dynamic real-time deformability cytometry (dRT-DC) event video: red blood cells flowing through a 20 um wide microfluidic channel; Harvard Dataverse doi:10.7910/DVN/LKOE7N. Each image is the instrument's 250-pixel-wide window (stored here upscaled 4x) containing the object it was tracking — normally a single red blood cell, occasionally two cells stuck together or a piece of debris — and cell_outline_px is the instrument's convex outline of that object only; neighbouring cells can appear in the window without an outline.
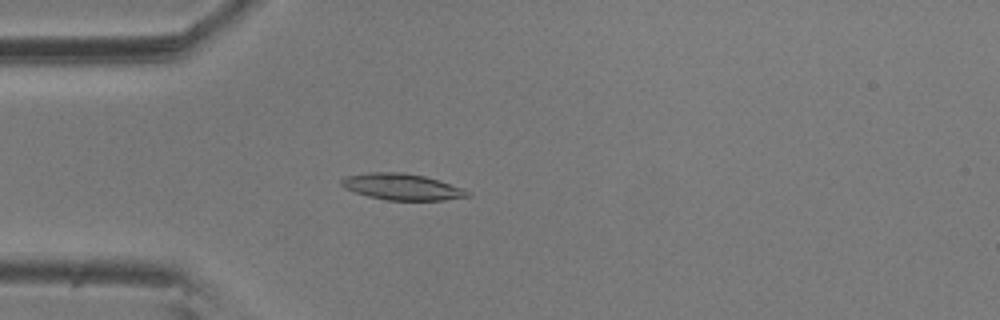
{"species": "common noctule bat (a hibernating species)", "species_latin": "Nyctalus noctula", "temperature_condition": "room temperature", "stored_images_in_passage": 6, "camera_frame_rate_fps": 3000, "um_per_image_px": 0.085, "animal": {"sex": "male", "body_mass_g": 20.5, "forearm_length_mm": 52.5}, "frame": {"image": 1, "passage_image": 4, "time_ms": 1.0, "image_size_px": [1000, 320], "cell_outline_px": [[472, 196], [444, 200], [388, 200], [368, 196], [344, 188], [340, 184], [340, 180], [344, 176], [368, 172], [400, 172], [424, 176], [440, 180], [464, 188], [472, 192]], "centroid_in_image_um": [34.2, 15.87], "position_along_channel_um": 50.8, "area_um2": 19.54}}
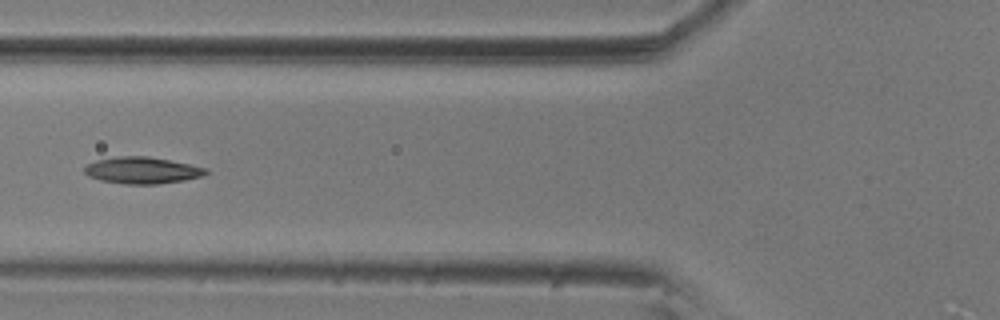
{"frame": {"image": 2, "passage_image": 6, "time_ms": 1.667, "image_size_px": [1000, 320], "cell_outline_px": [[208, 172], [204, 176], [184, 180], [156, 184], [124, 184], [100, 180], [88, 176], [84, 172], [84, 168], [88, 164], [96, 160], [116, 156], [148, 156], [208, 168]], "centroid_in_image_um": [12.08, 14.48], "position_along_channel_um": 113.7, "area_um2": 18.84}}